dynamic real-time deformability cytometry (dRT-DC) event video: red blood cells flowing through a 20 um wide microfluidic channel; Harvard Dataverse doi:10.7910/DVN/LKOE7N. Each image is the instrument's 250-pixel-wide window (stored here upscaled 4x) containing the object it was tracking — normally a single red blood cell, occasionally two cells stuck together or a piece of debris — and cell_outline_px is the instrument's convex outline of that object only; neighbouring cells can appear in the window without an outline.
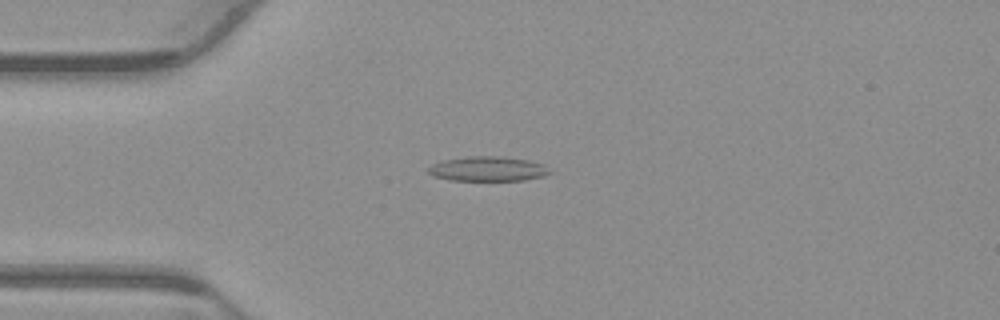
{"species": "common noctule bat (a hibernating species)", "species_latin": "Nyctalus noctula", "temperature_condition": "warm", "stored_images_in_passage": 54, "camera_frame_rate_fps": 3000, "um_per_image_px": 0.085, "animal": {"sex": "male", "body_mass_g": 23.1, "forearm_length_mm": 52.7}, "frame": {"image": 1, "passage_image": 14, "time_ms": 4.333, "image_size_px": [1000, 320], "cell_outline_px": [[556, 172], [544, 176], [524, 180], [448, 180], [432, 176], [428, 172], [428, 168], [432, 164], [444, 160], [468, 156], [500, 156], [528, 160], [544, 164]], "centroid_in_image_um": [41.52, 14.35], "position_along_channel_um": 43.5, "area_um2": 17.69}}
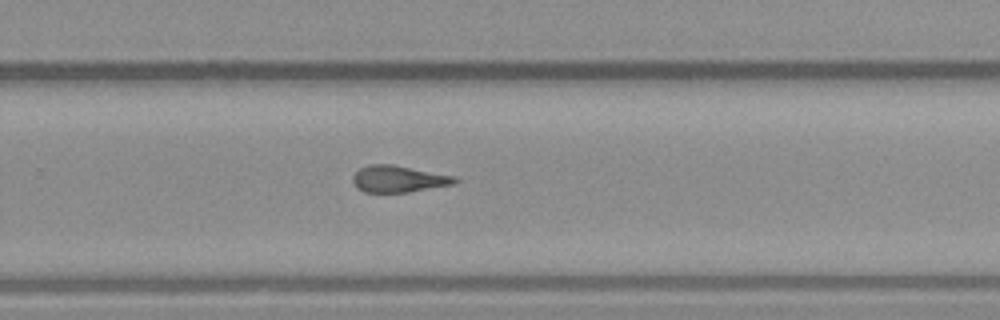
{"frame": {"image": 2, "passage_image": 35, "time_ms": 11.333, "image_size_px": [1000, 320], "cell_outline_px": [[460, 180], [452, 184], [408, 192], [364, 192], [356, 188], [352, 180], [352, 176], [360, 168], [368, 164], [392, 164], [456, 176]], "centroid_in_image_um": [33.85, 15.2], "position_along_channel_um": 296.0, "area_um2": 15.9}}
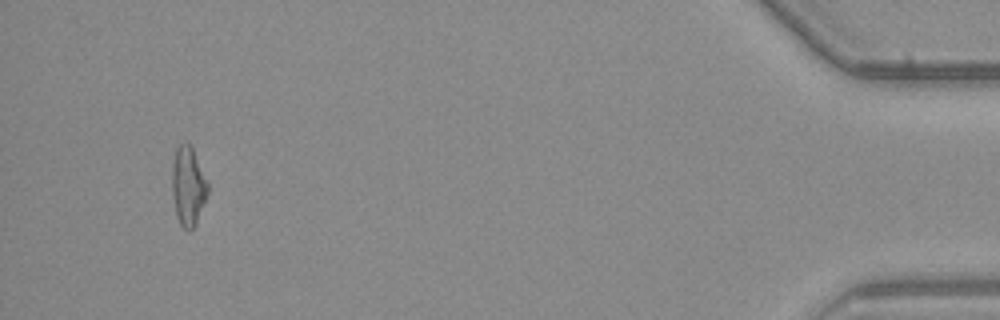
{"frame": {"image": 3, "passage_image": 51, "time_ms": 16.667, "image_size_px": [1000, 320], "cell_outline_px": [[208, 192], [196, 224], [188, 232], [180, 224], [176, 216], [172, 192], [172, 164], [176, 148], [180, 144], [188, 144], [192, 148], [208, 180]], "centroid_in_image_um": [15.99, 15.84], "position_along_channel_um": 419.2, "area_um2": 16.42}, "authors_computed_cell_mechanics": {"area_um2": 16.4152, "velocity_mm_per_s": 3.8619, "shape_relaxation_time_tau1_ms": null, "shape_relaxation_time_tau2_ms": 4.2, "deformation_change_tau1": null, "deformation_change_tau2": 0.1452}}